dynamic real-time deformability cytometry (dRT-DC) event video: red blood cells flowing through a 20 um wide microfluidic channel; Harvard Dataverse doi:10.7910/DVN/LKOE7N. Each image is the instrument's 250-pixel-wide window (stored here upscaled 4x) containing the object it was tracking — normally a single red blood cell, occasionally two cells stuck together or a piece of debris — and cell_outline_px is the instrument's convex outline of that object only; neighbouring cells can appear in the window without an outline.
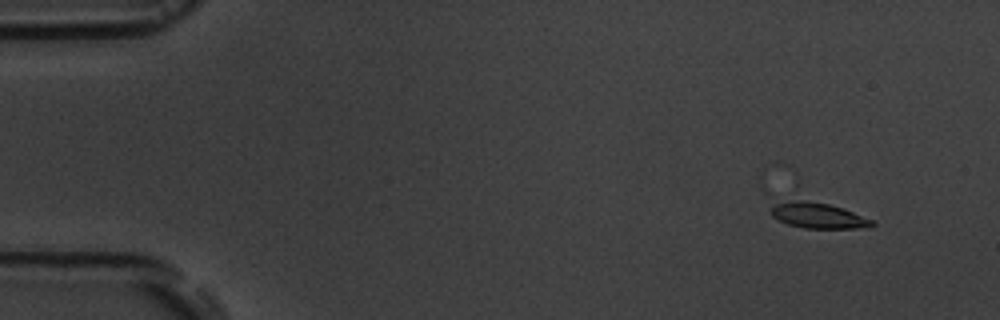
{"species": "common noctule bat (a hibernating species)", "species_latin": "Nyctalus noctula", "temperature_condition": "room temperature", "stored_images_in_passage": 2, "camera_frame_rate_fps": 3000, "um_per_image_px": 0.085, "animal": {"sex": "male", "body_mass_g": 19.5, "forearm_length_mm": 54.6}, "frame": {"image": 1, "passage_image": 2, "time_ms": 2.0, "image_size_px": [1000, 320], "cell_outline_px": [[876, 224], [872, 228], [804, 228], [788, 224], [772, 216], [764, 196], [764, 188], [828, 204], [852, 212], [872, 220]], "centroid_in_image_um": [69.03, 18.09], "position_along_channel_um": 16.0, "area_um2": 17.69}}